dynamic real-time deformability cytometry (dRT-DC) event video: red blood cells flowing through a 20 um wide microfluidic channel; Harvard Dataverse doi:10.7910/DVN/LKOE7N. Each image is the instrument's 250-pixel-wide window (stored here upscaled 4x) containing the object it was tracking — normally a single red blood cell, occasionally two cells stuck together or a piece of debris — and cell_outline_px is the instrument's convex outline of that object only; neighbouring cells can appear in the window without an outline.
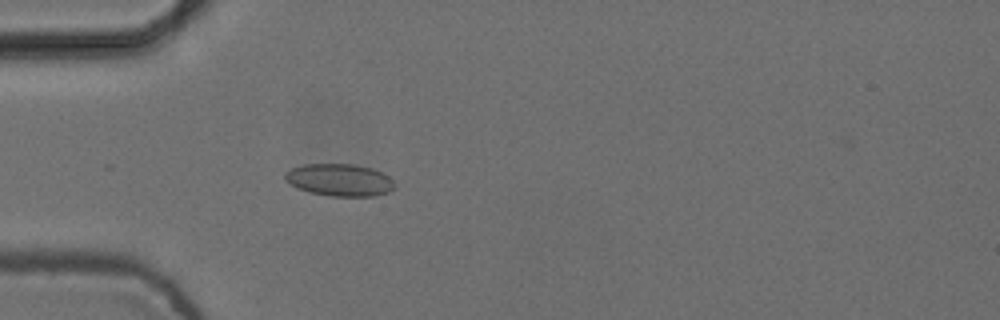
{"species": "common noctule bat (a hibernating species)", "species_latin": "Nyctalus noctula", "temperature_condition": "cold", "stored_images_in_passage": 3, "camera_frame_rate_fps": 3000, "um_per_image_px": 0.085, "animal": {"sex": "female", "body_mass_g": 24.6, "forearm_length_mm": 56.2}, "frame": {"image": 1, "passage_image": 3, "time_ms": 0.667, "image_size_px": [1000, 320], "cell_outline_px": [[396, 184], [388, 192], [372, 196], [332, 196], [308, 192], [284, 180], [284, 172], [292, 168], [304, 164], [352, 164], [372, 168], [384, 172]], "centroid_in_image_um": [28.86, 15.29], "position_along_channel_um": 56.1, "area_um2": 20.58}}